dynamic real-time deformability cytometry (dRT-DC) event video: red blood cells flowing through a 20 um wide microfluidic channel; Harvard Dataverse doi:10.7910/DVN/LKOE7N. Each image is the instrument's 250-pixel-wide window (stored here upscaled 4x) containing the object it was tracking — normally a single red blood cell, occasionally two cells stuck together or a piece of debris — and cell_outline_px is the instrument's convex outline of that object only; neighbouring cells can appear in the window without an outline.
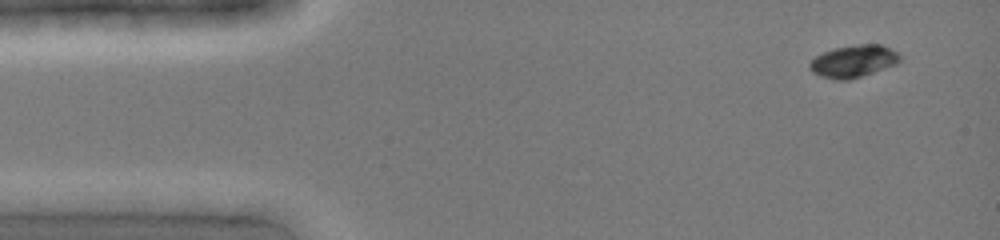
{"species": "common noctule bat (a hibernating species)", "species_latin": "Nyctalus noctula", "temperature_condition": "cold", "stored_images_in_passage": 16, "camera_frame_rate_fps": 3000, "um_per_image_px": 0.085, "animal": {"sex": "female", "body_mass_g": 19.0, "forearm_length_mm": 51.5}, "frame": {"image": 1, "passage_image": 1, "time_ms": 0.0, "image_size_px": [1000, 240], "cell_outline_px": [[900, 60], [896, 64], [848, 80], [836, 80], [820, 76], [812, 72], [808, 68], [808, 64], [816, 56], [824, 52], [836, 48], [856, 44], [880, 44], [896, 52], [900, 56]], "centroid_in_image_um": [72.5, 5.21], "position_along_channel_um": 12.5, "area_um2": 16.7}}
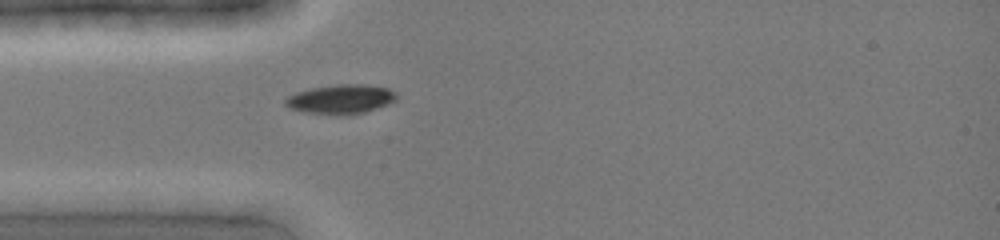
{"frame": {"image": 2, "passage_image": 10, "time_ms": 3.0, "image_size_px": [1000, 240], "cell_outline_px": [[396, 100], [388, 104], [364, 112], [348, 116], [340, 116], [304, 112], [288, 108], [284, 104], [284, 100], [288, 96], [296, 92], [312, 88], [336, 84], [364, 84], [388, 88], [396, 92]], "centroid_in_image_um": [28.95, 8.44], "position_along_channel_um": 56.1, "area_um2": 19.25}}